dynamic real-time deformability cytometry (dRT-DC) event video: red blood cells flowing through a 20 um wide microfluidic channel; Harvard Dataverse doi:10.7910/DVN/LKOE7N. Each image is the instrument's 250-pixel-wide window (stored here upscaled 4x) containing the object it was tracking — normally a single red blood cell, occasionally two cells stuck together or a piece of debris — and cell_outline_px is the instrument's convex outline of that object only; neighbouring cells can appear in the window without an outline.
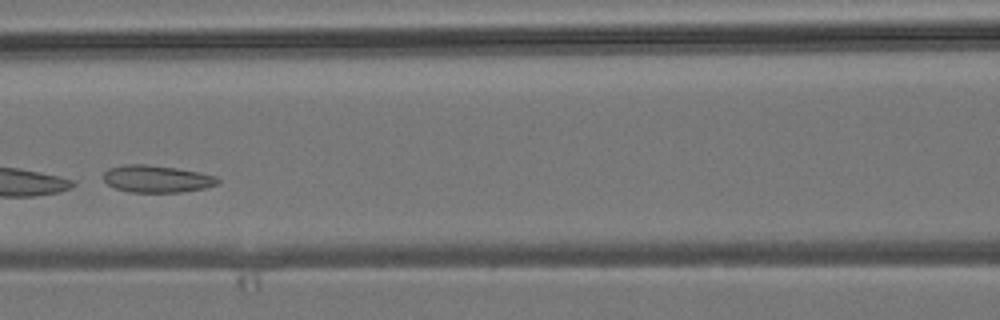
{"species": "common noctule bat (a hibernating species)", "species_latin": "Nyctalus noctula", "temperature_condition": "room temperature", "stored_images_in_passage": 5, "camera_frame_rate_fps": 3000, "um_per_image_px": 0.085, "animal": {"sex": "male", "body_mass_g": 19.2, "forearm_length_mm": 51.8}, "frame": {"image": 1, "passage_image": 4, "time_ms": 3.667, "image_size_px": [1000, 320], "cell_outline_px": [[220, 180], [216, 184], [204, 188], [180, 192], [128, 192], [116, 188], [108, 184], [104, 180], [104, 172], [108, 168], [124, 164], [144, 164], [176, 168], [200, 172], [216, 176]], "centroid_in_image_um": [13.31, 15.2], "position_along_channel_um": 153.3, "area_um2": 18.03}}
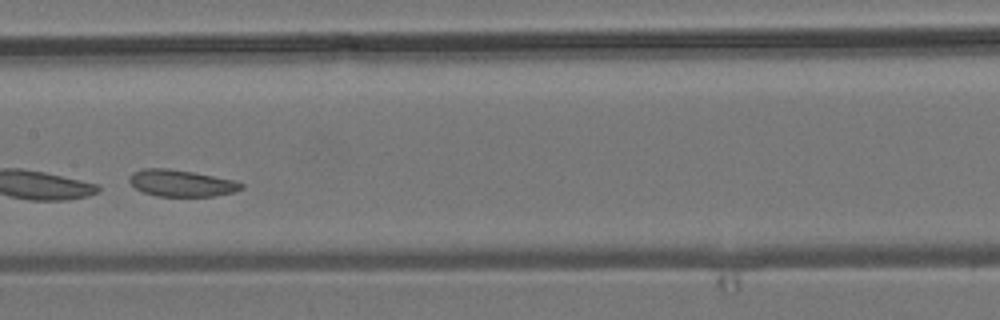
{"frame": {"image": 2, "passage_image": 5, "time_ms": 4.667, "image_size_px": [1000, 320], "cell_outline_px": [[244, 188], [232, 192], [216, 196], [156, 196], [144, 192], [136, 188], [128, 180], [128, 176], [132, 172], [140, 168], [168, 168], [192, 172], [236, 180], [244, 184]], "centroid_in_image_um": [15.4, 15.56], "position_along_channel_um": 192.0, "area_um2": 17.51}}